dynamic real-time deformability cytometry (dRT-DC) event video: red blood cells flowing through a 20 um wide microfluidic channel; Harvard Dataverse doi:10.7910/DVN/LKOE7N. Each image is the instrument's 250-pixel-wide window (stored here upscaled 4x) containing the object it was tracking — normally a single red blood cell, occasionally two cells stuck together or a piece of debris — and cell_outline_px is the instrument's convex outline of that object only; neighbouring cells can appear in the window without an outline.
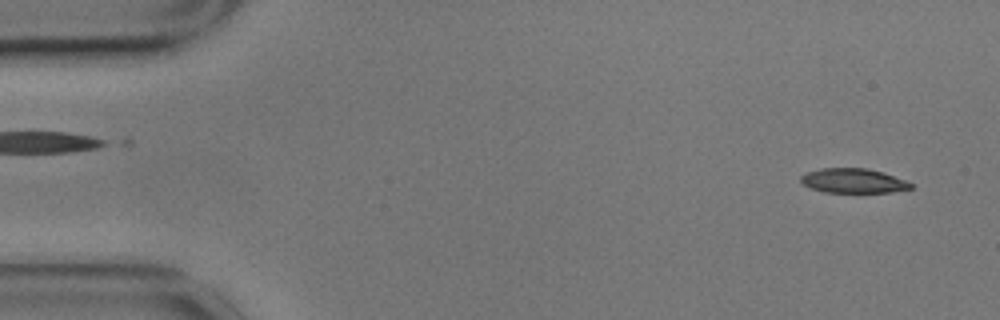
{"species": "common noctule bat (a hibernating species)", "species_latin": "Nyctalus noctula", "temperature_condition": "cold", "stored_images_in_passage": 56, "camera_frame_rate_fps": 3000, "um_per_image_px": 0.085, "animal": {"sex": "male", "body_mass_g": 17.9}, "frame": {"image": 1, "passage_image": 3, "time_ms": 0.667, "image_size_px": [1000, 320], "cell_outline_px": [[912, 188], [892, 192], [824, 192], [812, 188], [804, 184], [800, 180], [800, 176], [808, 172], [820, 168], [868, 168], [884, 172], [904, 180], [912, 184]], "centroid_in_image_um": [72.53, 15.36], "position_along_channel_um": 12.5, "area_um2": 15.61}}
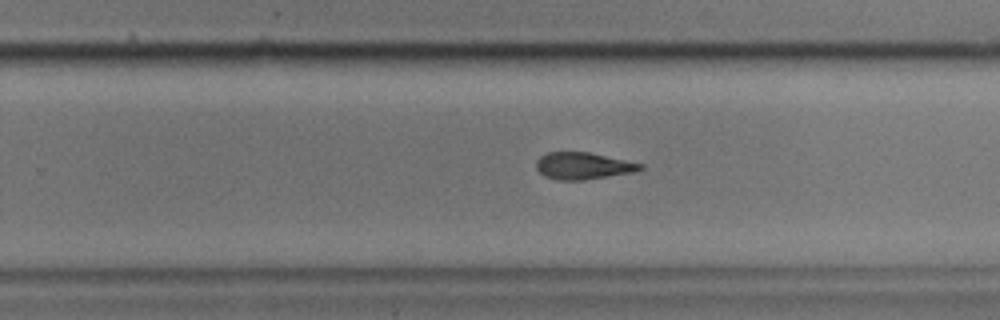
{"frame": {"image": 2, "passage_image": 35, "time_ms": 11.333, "image_size_px": [1000, 320], "cell_outline_px": [[644, 168], [632, 172], [584, 180], [556, 180], [544, 176], [536, 168], [536, 160], [540, 156], [548, 152], [588, 152], [644, 164]], "centroid_in_image_um": [49.53, 14.1], "position_along_channel_um": 280.3, "area_um2": 16.24}}
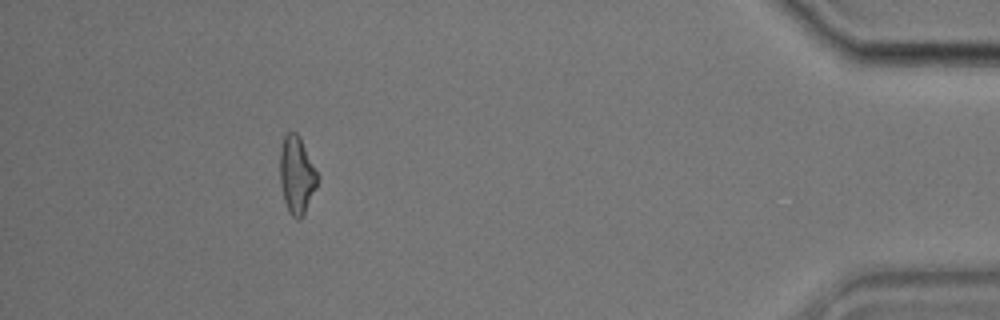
{"frame": {"image": 3, "passage_image": 51, "time_ms": 16.667, "image_size_px": [1000, 320], "cell_outline_px": [[320, 176], [316, 188], [300, 220], [296, 220], [288, 212], [284, 200], [280, 184], [280, 144], [284, 132], [296, 132], [300, 136]], "centroid_in_image_um": [25.22, 14.83], "position_along_channel_um": 410.0, "area_um2": 17.34}, "authors_computed_cell_mechanics": {"area_um2": 17.2244, "velocity_mm_per_s": 3.5161, "shape_relaxation_time_tau1_ms": 4.1829, "shape_relaxation_time_tau2_ms": 6.072, "deformation_change_tau1": 0.1391, "deformation_change_tau2": 0.1475}}